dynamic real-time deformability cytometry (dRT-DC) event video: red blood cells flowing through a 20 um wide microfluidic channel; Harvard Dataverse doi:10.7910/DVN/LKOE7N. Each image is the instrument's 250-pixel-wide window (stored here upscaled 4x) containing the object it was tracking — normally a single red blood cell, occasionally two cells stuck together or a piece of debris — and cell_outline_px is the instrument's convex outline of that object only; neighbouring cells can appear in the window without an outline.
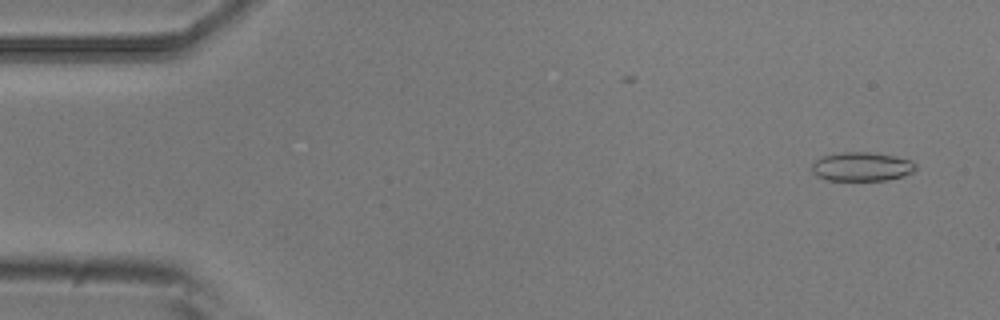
{"species": "common noctule bat (a hibernating species)", "species_latin": "Nyctalus noctula", "temperature_condition": "room temperature", "stored_images_in_passage": 2, "camera_frame_rate_fps": 3000, "um_per_image_px": 0.085, "animal": {"sex": "male", "body_mass_g": 20.5, "forearm_length_mm": 52.5}, "frame": {"image": 1, "passage_image": 2, "time_ms": 0.333, "image_size_px": [1000, 320], "cell_outline_px": [[916, 168], [912, 172], [904, 176], [888, 180], [828, 180], [816, 176], [812, 172], [812, 164], [820, 156], [844, 152], [868, 152], [892, 156], [912, 160], [916, 164]], "centroid_in_image_um": [73.24, 14.17], "position_along_channel_um": 11.8, "area_um2": 17.51}}